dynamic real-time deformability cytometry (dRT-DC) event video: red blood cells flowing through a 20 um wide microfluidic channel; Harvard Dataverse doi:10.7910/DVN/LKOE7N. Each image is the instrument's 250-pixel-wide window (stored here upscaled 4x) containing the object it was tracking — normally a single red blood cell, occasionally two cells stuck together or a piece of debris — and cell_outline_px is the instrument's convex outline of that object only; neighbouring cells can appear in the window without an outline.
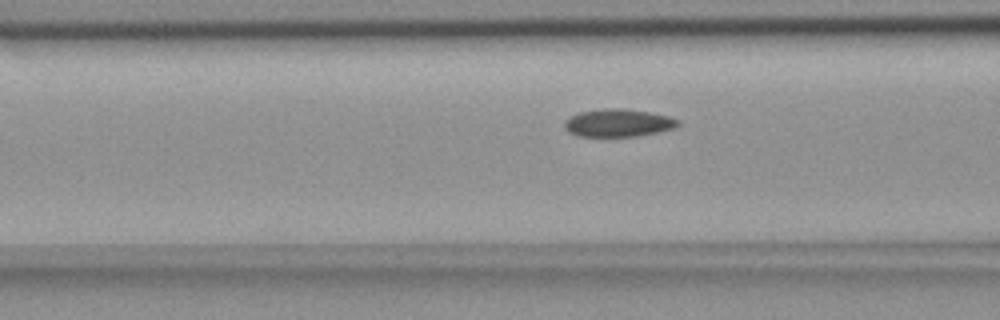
{"species": "common noctule bat (a hibernating species)", "species_latin": "Nyctalus noctula", "temperature_condition": "room temperature", "stored_images_in_passage": 28, "camera_frame_rate_fps": 3000, "um_per_image_px": 0.085, "animal": {"sex": "female", "body_mass_g": 18.4}, "frame": {"image": 1, "passage_image": 5, "time_ms": 1.333, "image_size_px": [1000, 320], "cell_outline_px": [[680, 124], [672, 128], [656, 132], [636, 136], [576, 136], [568, 132], [564, 128], [564, 120], [568, 116], [580, 112], [604, 108], [620, 108], [648, 112], [668, 116], [680, 120]], "centroid_in_image_um": [52.48, 10.44], "position_along_channel_um": 114.1, "area_um2": 18.32}}
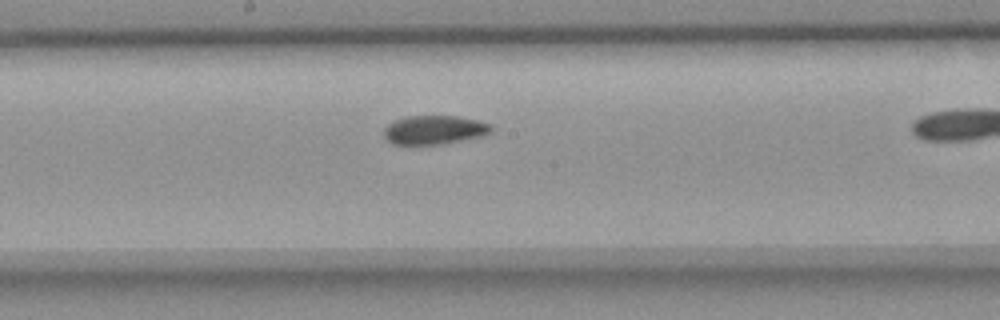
{"frame": {"image": 2, "passage_image": 13, "time_ms": 4.0, "image_size_px": [1000, 320], "cell_outline_px": [[492, 132], [484, 136], [440, 144], [392, 144], [384, 136], [384, 128], [388, 124], [396, 120], [408, 116], [456, 116], [476, 120], [492, 124]], "centroid_in_image_um": [36.94, 11.04], "position_along_channel_um": 211.3, "area_um2": 17.98}}
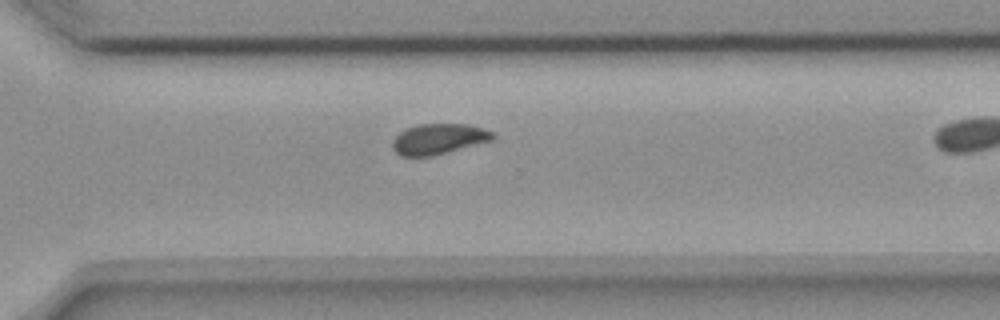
{"frame": {"image": 3, "passage_image": 23, "time_ms": 7.333, "image_size_px": [1000, 320], "cell_outline_px": [[496, 136], [492, 140], [432, 156], [400, 156], [392, 148], [392, 140], [404, 128], [416, 124], [468, 124], [484, 128], [492, 132]], "centroid_in_image_um": [37.25, 11.8], "position_along_channel_um": 333.3, "area_um2": 17.92}}